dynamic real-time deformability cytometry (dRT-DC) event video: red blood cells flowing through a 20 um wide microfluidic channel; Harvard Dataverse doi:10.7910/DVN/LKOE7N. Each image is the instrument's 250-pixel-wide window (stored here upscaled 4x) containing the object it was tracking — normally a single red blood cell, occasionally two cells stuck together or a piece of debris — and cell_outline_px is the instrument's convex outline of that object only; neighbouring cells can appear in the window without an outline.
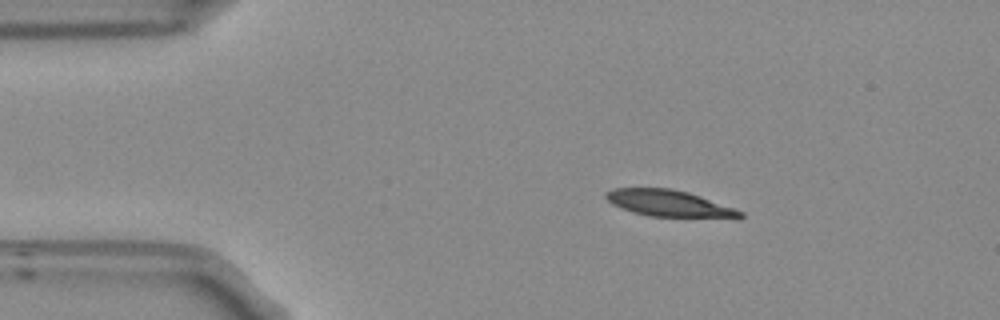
{"species": "Egyptian fruit bat (a non-hibernating species)", "species_latin": "Rousettus aegyptiacus", "temperature_condition": "room temperature", "stored_images_in_passage": 46, "camera_frame_rate_fps": 3000, "um_per_image_px": 0.085, "frame": {"image": 1, "passage_image": 1, "time_ms": 0.0, "image_size_px": [1000, 320], "cell_outline_px": [[744, 216], [648, 216], [612, 204], [604, 196], [604, 192], [612, 188], [672, 188], [688, 192], [700, 196], [744, 212]], "centroid_in_image_um": [56.74, 17.24], "position_along_channel_um": 28.3, "area_um2": 19.88}}
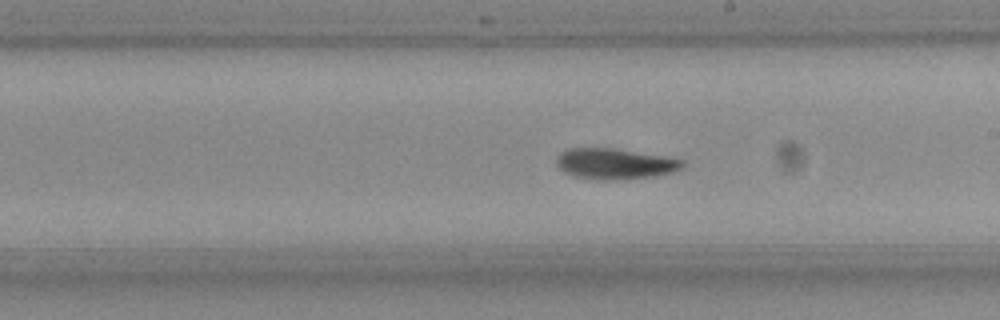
{"frame": {"image": 2, "passage_image": 22, "time_ms": 7.0, "image_size_px": [1000, 320], "cell_outline_px": [[684, 168], [672, 172], [656, 176], [616, 180], [604, 180], [572, 176], [564, 172], [556, 164], [556, 160], [560, 152], [568, 148], [612, 148], [684, 160]], "centroid_in_image_um": [52.24, 13.93], "position_along_channel_um": 236.8, "area_um2": 22.48}}
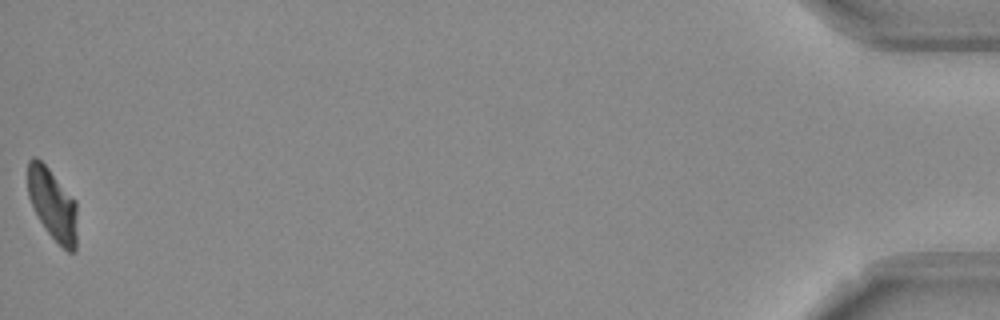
{"frame": {"image": 3, "passage_image": 46, "time_ms": 15.0, "image_size_px": [1000, 320], "cell_outline_px": [[76, 252], [68, 252], [48, 232], [40, 220], [28, 196], [28, 160], [32, 156], [36, 156], [48, 168], [76, 200]], "centroid_in_image_um": [4.47, 17.34], "position_along_channel_um": 430.7, "area_um2": 20.29}, "authors_computed_cell_mechanics": {"area_um2": 22.1085, "velocity_mm_per_s": 3.7212, "shape_relaxation_time_tau1_ms": 4.5075, "shape_relaxation_time_tau2_ms": 4.4215, "deformation_change_tau1": 0.1657, "deformation_change_tau2": 0.1045}}